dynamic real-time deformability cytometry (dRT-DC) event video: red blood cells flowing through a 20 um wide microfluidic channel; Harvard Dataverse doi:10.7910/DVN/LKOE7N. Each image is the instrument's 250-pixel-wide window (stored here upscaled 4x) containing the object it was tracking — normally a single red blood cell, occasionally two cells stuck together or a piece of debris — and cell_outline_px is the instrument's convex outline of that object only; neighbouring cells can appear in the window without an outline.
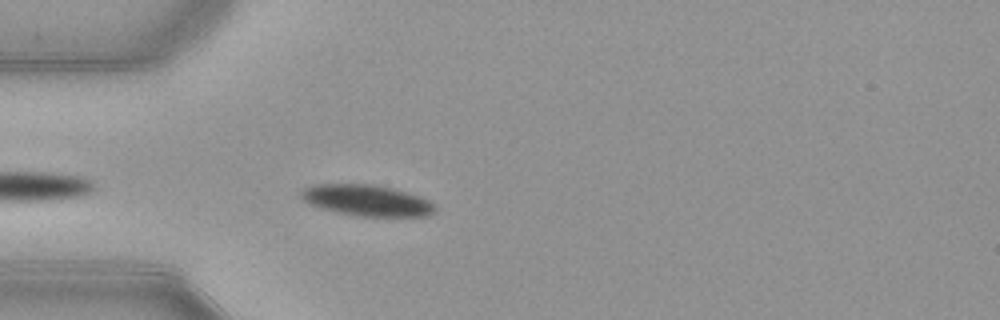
{"species": "common noctule bat (a hibernating species)", "species_latin": "Nyctalus noctula", "temperature_condition": "warm", "stored_images_in_passage": 16, "camera_frame_rate_fps": 3000, "um_per_image_px": 0.085, "animal": {"sex": "female", "body_mass_g": 21.9}, "frame": {"image": 1, "passage_image": 3, "time_ms": 0.667, "image_size_px": [1000, 320], "cell_outline_px": [[436, 212], [428, 216], [360, 216], [336, 212], [320, 208], [308, 204], [300, 196], [300, 188], [312, 184], [376, 184], [392, 188], [420, 196], [428, 200], [436, 208]], "centroid_in_image_um": [31.13, 17.02], "position_along_channel_um": 53.9, "area_um2": 24.51}}
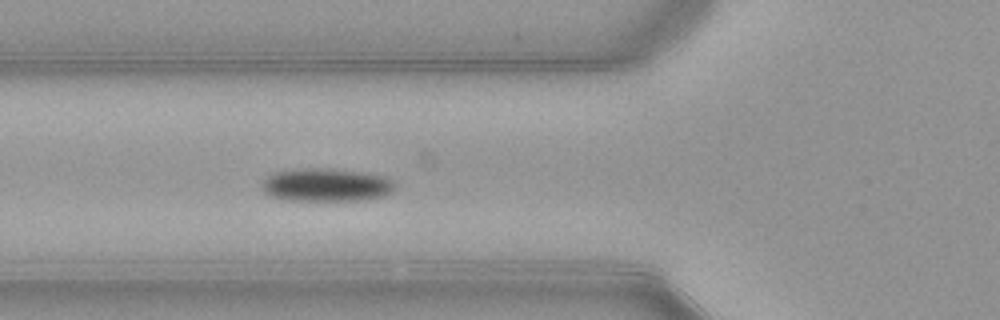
{"frame": {"image": 2, "passage_image": 7, "time_ms": 2.0, "image_size_px": [1000, 320], "cell_outline_px": [[396, 188], [392, 192], [384, 196], [368, 200], [284, 200], [272, 196], [264, 192], [260, 184], [272, 172], [304, 168], [316, 168], [360, 172], [380, 176], [392, 180]], "centroid_in_image_um": [27.7, 15.73], "position_along_channel_um": 98.1, "area_um2": 25.55}}
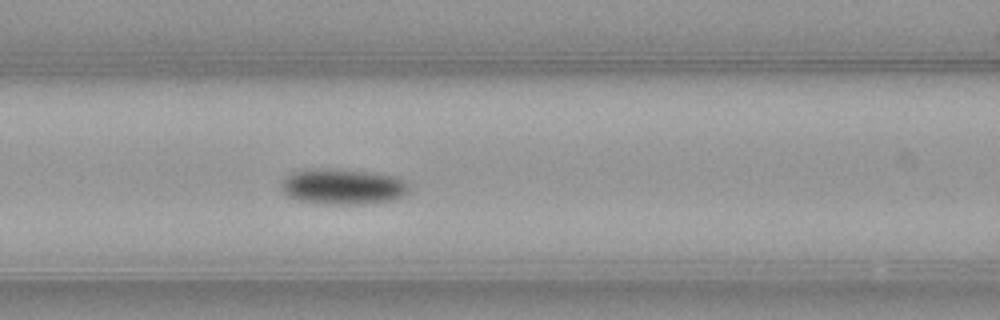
{"frame": {"image": 3, "passage_image": 10, "time_ms": 3.0, "image_size_px": [1000, 320], "cell_outline_px": [[408, 192], [404, 196], [396, 200], [364, 204], [324, 204], [296, 200], [288, 196], [280, 188], [280, 184], [284, 176], [300, 168], [344, 168], [376, 172], [396, 176], [404, 180], [408, 184]], "centroid_in_image_um": [29.12, 15.83], "position_along_channel_um": 137.5, "area_um2": 27.63}}